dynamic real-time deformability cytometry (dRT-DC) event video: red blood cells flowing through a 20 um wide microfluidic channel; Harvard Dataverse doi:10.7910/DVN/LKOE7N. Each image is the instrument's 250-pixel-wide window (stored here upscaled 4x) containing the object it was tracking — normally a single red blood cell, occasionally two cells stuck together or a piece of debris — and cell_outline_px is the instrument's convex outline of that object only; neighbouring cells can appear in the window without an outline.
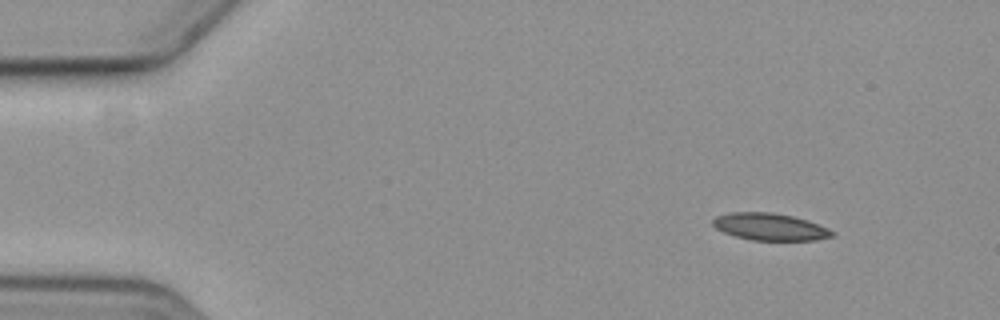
{"species": "common noctule bat (a hibernating species)", "species_latin": "Nyctalus noctula", "temperature_condition": "cold", "stored_images_in_passage": 4, "camera_frame_rate_fps": 3000, "um_per_image_px": 0.085, "animal": {"sex": "female", "body_mass_g": 19.3, "forearm_length_mm": 54.1}, "frame": {"image": 1, "passage_image": 1, "time_ms": 0.0, "image_size_px": [1000, 320], "cell_outline_px": [[836, 236], [816, 240], [752, 240], [736, 236], [724, 232], [716, 228], [712, 224], [712, 220], [716, 216], [728, 212], [772, 212], [792, 216], [808, 220], [828, 228], [836, 232]], "centroid_in_image_um": [65.47, 19.27], "position_along_channel_um": 19.5, "area_um2": 18.96}}
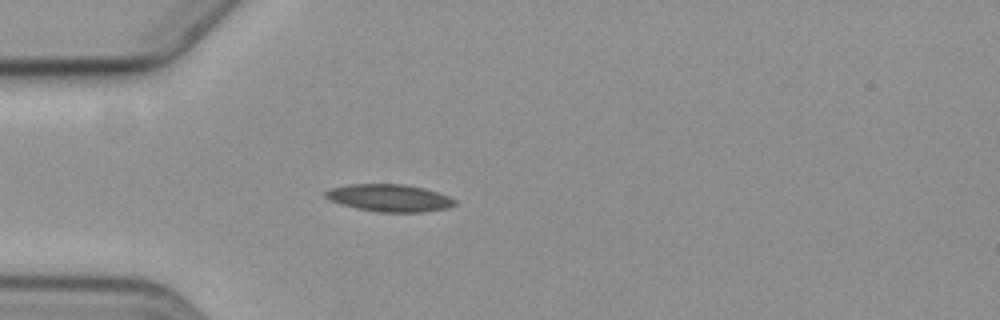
{"frame": {"image": 2, "passage_image": 4, "time_ms": 3.333, "image_size_px": [1000, 320], "cell_outline_px": [[456, 204], [448, 208], [424, 212], [380, 212], [356, 208], [340, 204], [324, 196], [324, 192], [328, 188], [348, 184], [404, 184], [424, 188], [448, 196], [456, 200]], "centroid_in_image_um": [33.08, 16.82], "position_along_channel_um": 51.9, "area_um2": 20.63}}